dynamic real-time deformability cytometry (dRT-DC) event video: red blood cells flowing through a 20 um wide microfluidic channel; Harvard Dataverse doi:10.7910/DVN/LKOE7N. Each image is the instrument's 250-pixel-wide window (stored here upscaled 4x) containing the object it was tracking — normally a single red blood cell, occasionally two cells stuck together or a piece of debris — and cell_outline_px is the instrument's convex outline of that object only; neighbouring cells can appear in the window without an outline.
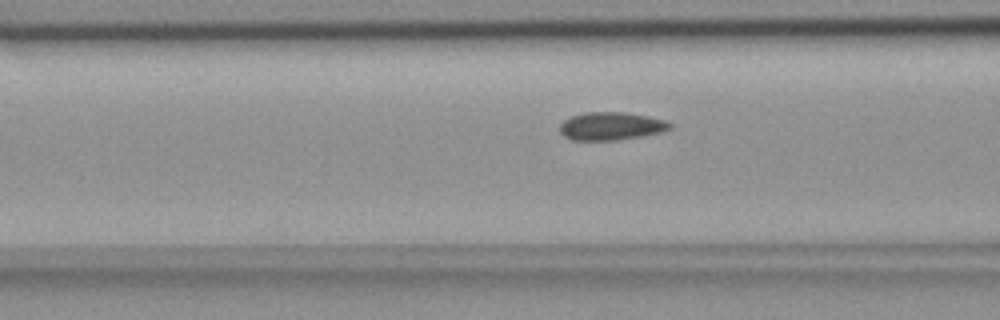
{"species": "common noctule bat (a hibernating species)", "species_latin": "Nyctalus noctula", "temperature_condition": "room temperature", "stored_images_in_passage": 33, "camera_frame_rate_fps": 3000, "um_per_image_px": 0.085, "animal": {"sex": "female", "body_mass_g": 18.4}, "frame": {"image": 1, "passage_image": 11, "time_ms": 3.333, "image_size_px": [1000, 320], "cell_outline_px": [[672, 128], [660, 132], [640, 136], [616, 140], [572, 140], [564, 136], [560, 132], [560, 124], [568, 116], [584, 112], [624, 112], [648, 116], [664, 120], [672, 124]], "centroid_in_image_um": [51.9, 10.71], "position_along_channel_um": 114.7, "area_um2": 17.98}}
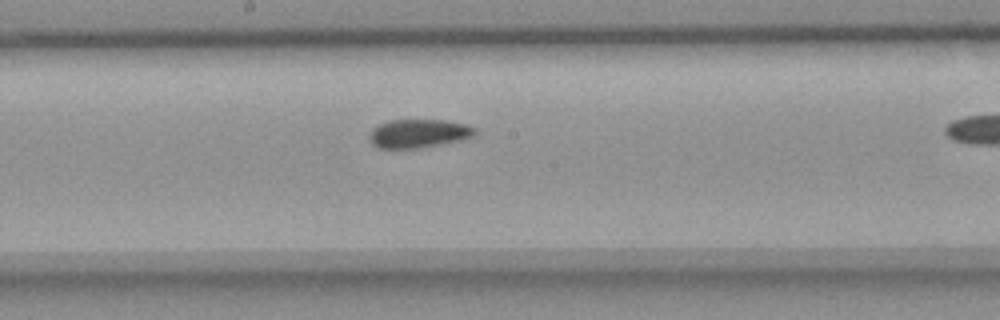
{"frame": {"image": 2, "passage_image": 19, "time_ms": 6.0, "image_size_px": [1000, 320], "cell_outline_px": [[476, 136], [464, 140], [420, 148], [376, 148], [368, 140], [368, 136], [372, 128], [388, 120], [444, 120], [468, 124], [476, 128]], "centroid_in_image_um": [35.6, 11.35], "position_along_channel_um": 212.6, "area_um2": 17.98}}
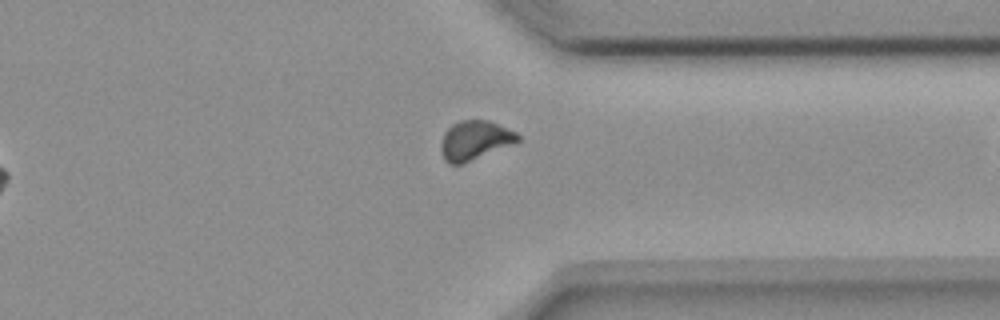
{"frame": {"image": 3, "passage_image": 32, "time_ms": 10.333, "image_size_px": [1000, 320], "cell_outline_px": [[520, 140], [516, 144], [460, 164], [448, 164], [444, 160], [440, 148], [444, 132], [452, 124], [460, 120], [488, 120], [516, 132], [520, 136]], "centroid_in_image_um": [40.37, 11.93], "position_along_channel_um": 371.0, "area_um2": 17.63}}